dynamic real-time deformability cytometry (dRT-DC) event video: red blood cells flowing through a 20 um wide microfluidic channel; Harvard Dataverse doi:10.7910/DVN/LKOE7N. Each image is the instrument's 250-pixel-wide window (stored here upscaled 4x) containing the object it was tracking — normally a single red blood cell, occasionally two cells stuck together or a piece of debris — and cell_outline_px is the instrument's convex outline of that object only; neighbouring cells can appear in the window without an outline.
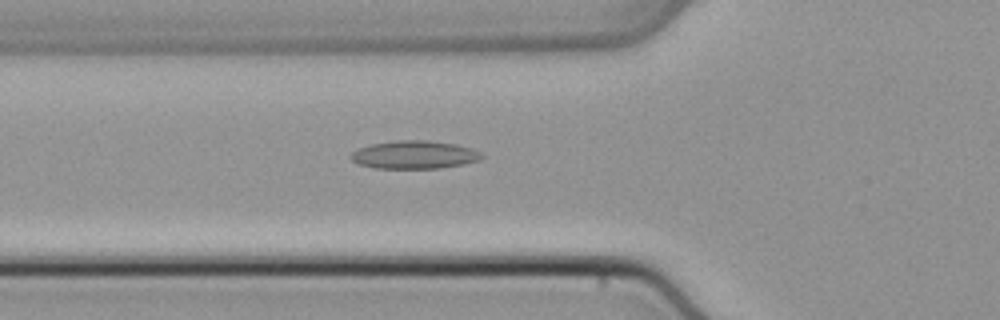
{"species": "common noctule bat (a hibernating species)", "species_latin": "Nyctalus noctula", "temperature_condition": "cold", "stored_images_in_passage": 32, "camera_frame_rate_fps": 3000, "um_per_image_px": 0.085, "animal": {"sex": "male", "body_mass_g": 21.5, "forearm_length_mm": 52.0}, "frame": {"image": 1, "passage_image": 6, "time_ms": 1.667, "image_size_px": [1000, 320], "cell_outline_px": [[484, 156], [480, 160], [440, 168], [376, 168], [360, 164], [352, 160], [348, 156], [356, 148], [372, 144], [396, 140], [428, 140], [456, 144], [472, 148], [480, 152]], "centroid_in_image_um": [35.2, 13.14], "position_along_channel_um": 90.6, "area_um2": 21.39}}
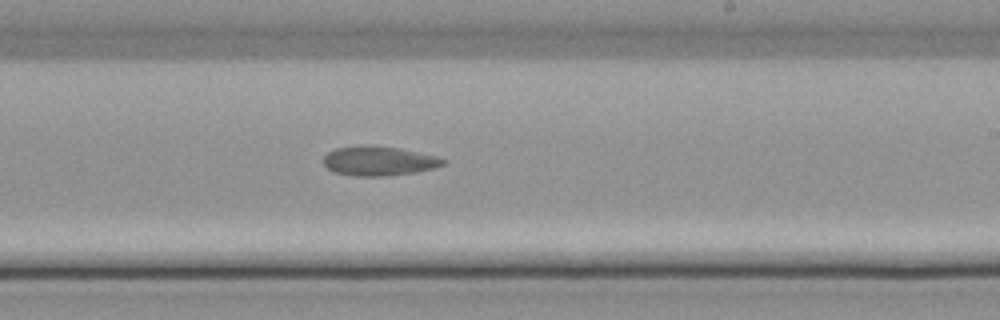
{"frame": {"image": 2, "passage_image": 18, "time_ms": 5.667, "image_size_px": [1000, 320], "cell_outline_px": [[444, 164], [432, 168], [416, 172], [384, 176], [352, 176], [332, 172], [324, 164], [324, 156], [328, 152], [336, 148], [364, 144], [372, 144], [400, 148], [436, 156], [444, 160]], "centroid_in_image_um": [32.14, 13.67], "position_along_channel_um": 256.9, "area_um2": 20.63}}
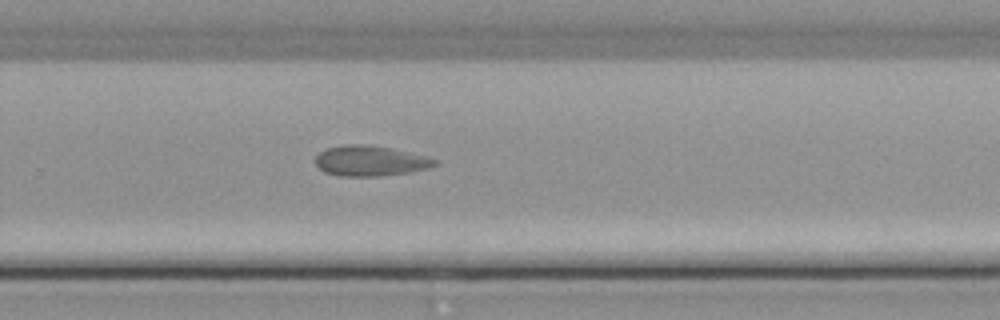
{"frame": {"image": 3, "passage_image": 21, "time_ms": 6.667, "image_size_px": [1000, 320], "cell_outline_px": [[436, 164], [424, 168], [408, 172], [380, 176], [340, 176], [324, 172], [316, 164], [316, 156], [320, 152], [328, 148], [344, 144], [364, 144], [388, 148], [424, 156], [436, 160]], "centroid_in_image_um": [31.39, 13.67], "position_along_channel_um": 298.4, "area_um2": 20.58}}